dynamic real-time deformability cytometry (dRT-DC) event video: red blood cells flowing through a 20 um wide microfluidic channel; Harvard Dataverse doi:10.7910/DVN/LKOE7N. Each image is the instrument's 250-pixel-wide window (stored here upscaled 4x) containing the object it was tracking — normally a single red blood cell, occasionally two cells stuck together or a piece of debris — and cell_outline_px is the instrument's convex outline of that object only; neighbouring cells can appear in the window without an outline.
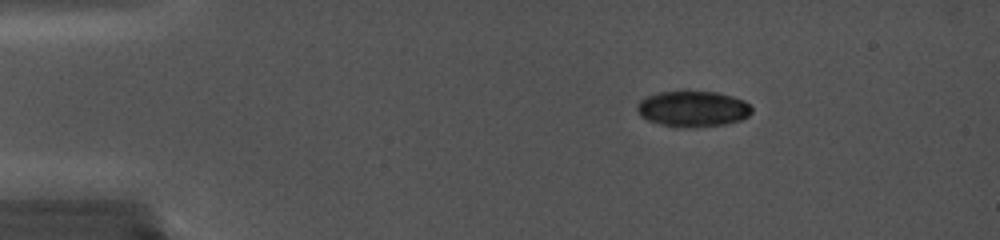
{"species": "common noctule bat (a hibernating species)", "species_latin": "Nyctalus noctula", "temperature_condition": "cold", "stored_images_in_passage": 17, "camera_frame_rate_fps": 5000, "um_per_image_px": 0.085, "animal": {"sex": "female", "body_mass_g": 19.0, "forearm_length_mm": 56.7}, "frame": {"image": 1, "passage_image": 3, "time_ms": 0.4, "image_size_px": [1000, 240], "cell_outline_px": [[752, 112], [748, 116], [740, 120], [724, 124], [692, 128], [676, 128], [660, 124], [648, 120], [640, 116], [636, 108], [636, 104], [640, 100], [648, 96], [660, 92], [716, 92], [732, 96], [744, 100], [752, 108]], "centroid_in_image_um": [58.88, 9.27], "position_along_channel_um": 26.1, "area_um2": 23.99}}
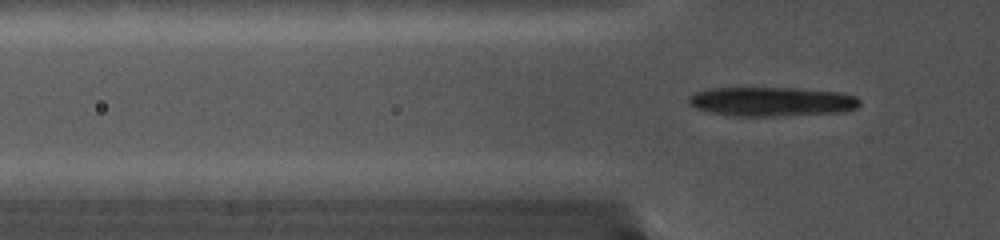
{"frame": {"image": 2, "passage_image": 17, "time_ms": 3.2, "image_size_px": [1000, 240], "cell_outline_px": [[860, 104], [856, 108], [844, 112], [776, 116], [732, 116], [708, 112], [696, 108], [688, 104], [688, 96], [696, 92], [708, 88], [796, 88], [840, 92], [856, 96], [860, 100]], "centroid_in_image_um": [65.58, 8.64], "position_along_channel_um": 60.2, "area_um2": 29.42}}